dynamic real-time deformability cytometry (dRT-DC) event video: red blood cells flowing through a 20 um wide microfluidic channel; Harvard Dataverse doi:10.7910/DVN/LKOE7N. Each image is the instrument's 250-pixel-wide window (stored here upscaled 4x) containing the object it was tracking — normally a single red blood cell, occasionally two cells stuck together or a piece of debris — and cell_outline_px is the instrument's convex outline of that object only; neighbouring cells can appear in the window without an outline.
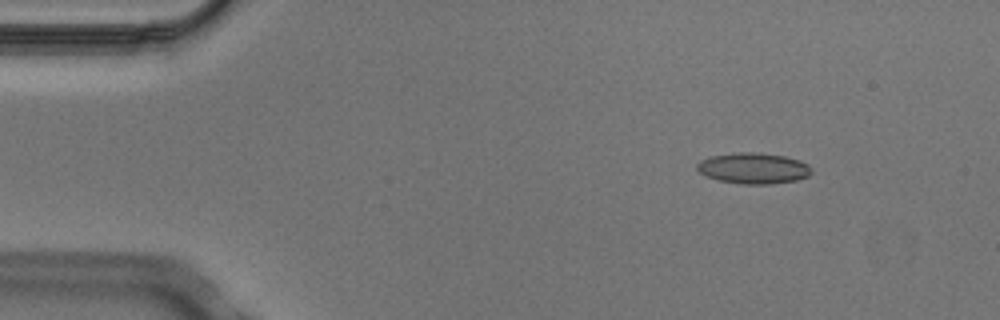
{"species": "Egyptian fruit bat (a non-hibernating species)", "species_latin": "Rousettus aegyptiacus", "temperature_condition": "cold", "stored_images_in_passage": 3, "camera_frame_rate_fps": 3000, "um_per_image_px": 0.085, "animal": {"sex": "male"}, "frame": {"image": 1, "passage_image": 1, "time_ms": 0.0, "image_size_px": [1000, 320], "cell_outline_px": [[812, 172], [808, 176], [796, 180], [772, 184], [744, 184], [716, 180], [700, 172], [696, 168], [696, 164], [700, 160], [712, 156], [736, 152], [752, 152], [784, 156], [800, 160], [808, 164], [812, 168]], "centroid_in_image_um": [64.05, 14.3], "position_along_channel_um": 20.9, "area_um2": 20.63}}
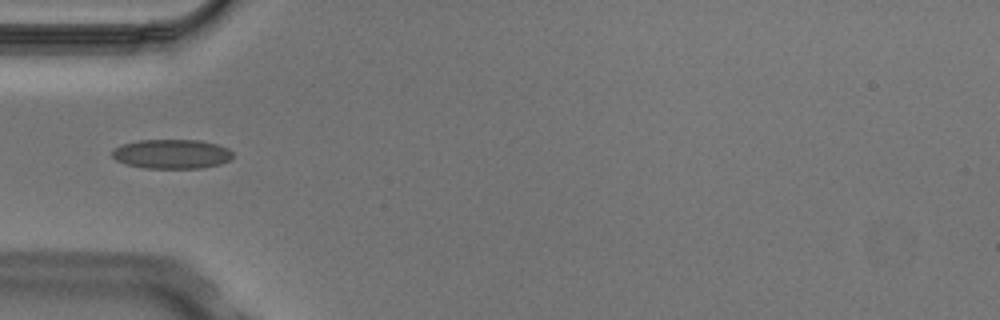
{"frame": {"image": 2, "passage_image": 3, "time_ms": 0.667, "image_size_px": [1000, 320], "cell_outline_px": [[232, 160], [220, 164], [200, 168], [144, 168], [124, 164], [116, 160], [112, 156], [112, 148], [124, 144], [140, 140], [200, 140], [216, 144], [228, 148], [232, 152]], "centroid_in_image_um": [14.59, 13.09], "position_along_channel_um": 70.4, "area_um2": 20.75}}